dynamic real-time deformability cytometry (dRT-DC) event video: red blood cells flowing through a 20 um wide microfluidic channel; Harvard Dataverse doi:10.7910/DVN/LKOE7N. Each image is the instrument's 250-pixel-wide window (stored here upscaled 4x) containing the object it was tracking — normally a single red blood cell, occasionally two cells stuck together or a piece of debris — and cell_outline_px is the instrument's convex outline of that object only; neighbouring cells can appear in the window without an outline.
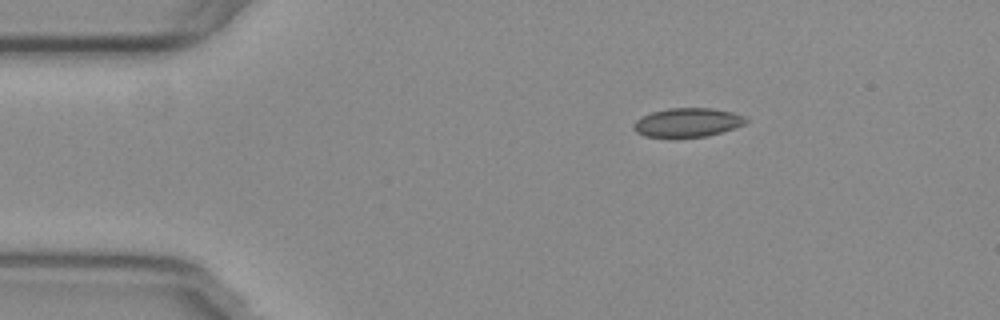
{"species": "common noctule bat (a hibernating species)", "species_latin": "Nyctalus noctula", "temperature_condition": "warm", "stored_images_in_passage": 46, "camera_frame_rate_fps": 3000, "um_per_image_px": 0.085, "animal": {"sex": "female", "body_mass_g": 29.2, "forearm_length_mm": 56.3}, "frame": {"image": 1, "passage_image": 1, "time_ms": 0.0, "image_size_px": [1000, 320], "cell_outline_px": [[748, 120], [744, 124], [736, 128], [708, 136], [644, 136], [636, 132], [632, 128], [636, 120], [640, 116], [652, 112], [668, 108], [712, 108], [732, 112], [744, 116]], "centroid_in_image_um": [58.44, 10.39], "position_along_channel_um": 26.6, "area_um2": 18.79}}
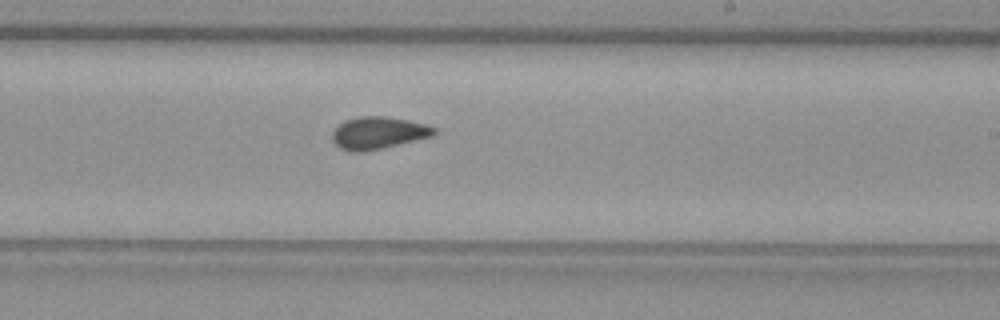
{"frame": {"image": 2, "passage_image": 24, "time_ms": 7.667, "image_size_px": [1000, 320], "cell_outline_px": [[440, 132], [432, 136], [364, 152], [348, 152], [340, 148], [332, 140], [332, 132], [344, 120], [360, 116], [384, 116], [408, 120], [424, 124], [436, 128]], "centroid_in_image_um": [32.14, 11.3], "position_along_channel_um": 256.9, "area_um2": 19.13}}
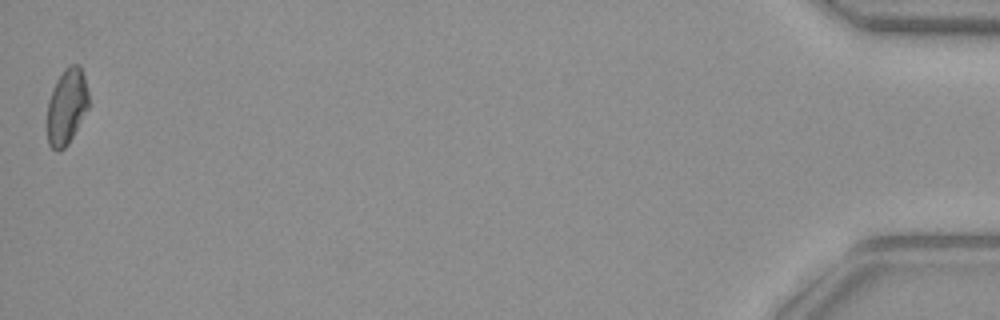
{"frame": {"image": 3, "passage_image": 46, "time_ms": 15.0, "image_size_px": [1000, 320], "cell_outline_px": [[88, 108], [68, 144], [60, 152], [56, 152], [48, 144], [48, 100], [52, 88], [56, 80], [64, 68], [72, 64], [80, 64], [84, 76], [88, 92]], "centroid_in_image_um": [5.66, 9.04], "position_along_channel_um": 429.5, "area_um2": 18.32}, "authors_computed_cell_mechanics": {"area_um2": 18.6694, "velocity_mm_per_s": 3.784, "shape_relaxation_time_tau1_ms": null, "shape_relaxation_time_tau2_ms": 1.1299, "deformation_change_tau1": null, "deformation_change_tau2": 0.0588}}